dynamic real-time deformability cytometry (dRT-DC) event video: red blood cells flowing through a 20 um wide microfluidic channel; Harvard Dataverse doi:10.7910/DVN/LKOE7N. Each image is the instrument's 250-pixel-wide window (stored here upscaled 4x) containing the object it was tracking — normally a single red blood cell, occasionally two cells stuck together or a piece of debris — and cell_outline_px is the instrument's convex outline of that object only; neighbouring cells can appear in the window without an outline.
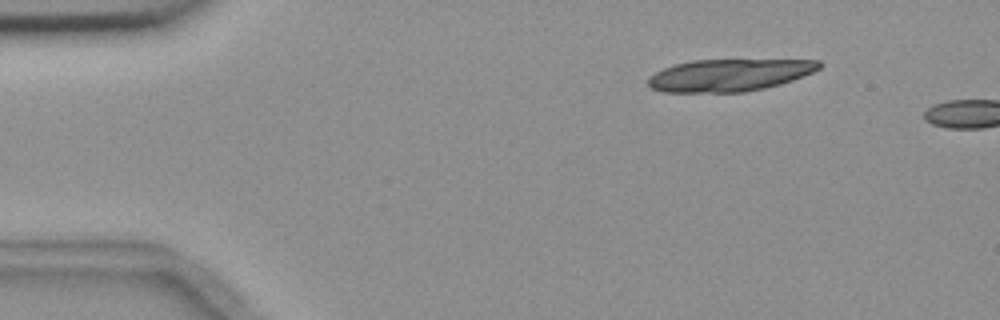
{"species": "common noctule bat (a hibernating species)", "species_latin": "Nyctalus noctula", "temperature_condition": "room temperature", "stored_images_in_passage": 3, "camera_frame_rate_fps": 3000, "um_per_image_px": 0.085, "animal": {"sex": "female", "body_mass_g": 18.4}, "frame": {"image": 1, "passage_image": 2, "time_ms": 1.333, "image_size_px": [1000, 320], "cell_outline_px": [[824, 64], [820, 68], [804, 76], [780, 84], [764, 88], [744, 92], [660, 92], [652, 88], [648, 84], [648, 80], [656, 72], [664, 68], [676, 64], [692, 60], [820, 60]], "centroid_in_image_um": [62.02, 6.38], "position_along_channel_um": 23.0, "area_um2": 31.96}}